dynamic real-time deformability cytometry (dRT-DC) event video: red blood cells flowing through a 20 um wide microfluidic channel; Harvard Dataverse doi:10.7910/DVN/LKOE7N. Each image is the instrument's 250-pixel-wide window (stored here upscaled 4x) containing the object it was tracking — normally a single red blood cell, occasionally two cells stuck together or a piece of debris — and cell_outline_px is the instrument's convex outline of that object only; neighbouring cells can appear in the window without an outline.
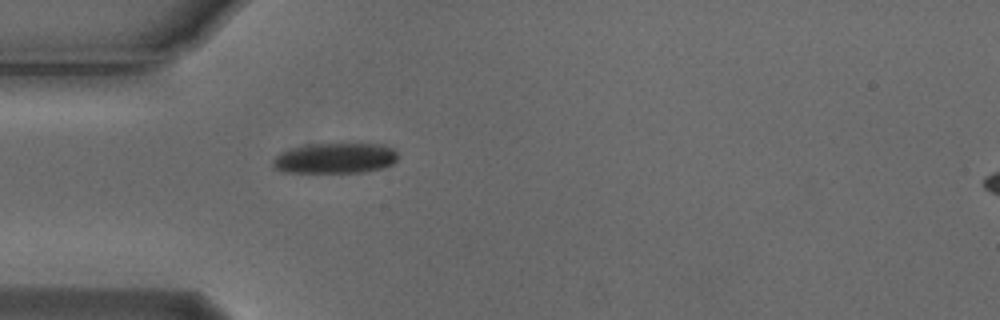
{"species": "Egyptian fruit bat (a non-hibernating species)", "species_latin": "Rousettus aegyptiacus", "temperature_condition": "cold", "stored_images_in_passage": 1, "camera_frame_rate_fps": 3000, "um_per_image_px": 0.085, "animal": {"sex": "male"}, "frame": {"image": 1, "passage_image": 1, "time_ms": 0.0, "image_size_px": [1000, 320], "cell_outline_px": [[396, 160], [392, 164], [384, 168], [364, 172], [284, 172], [272, 168], [272, 160], [280, 152], [292, 148], [308, 144], [380, 144], [392, 148], [396, 152]], "centroid_in_image_um": [28.45, 13.45], "position_along_channel_um": 56.5, "area_um2": 22.2}}